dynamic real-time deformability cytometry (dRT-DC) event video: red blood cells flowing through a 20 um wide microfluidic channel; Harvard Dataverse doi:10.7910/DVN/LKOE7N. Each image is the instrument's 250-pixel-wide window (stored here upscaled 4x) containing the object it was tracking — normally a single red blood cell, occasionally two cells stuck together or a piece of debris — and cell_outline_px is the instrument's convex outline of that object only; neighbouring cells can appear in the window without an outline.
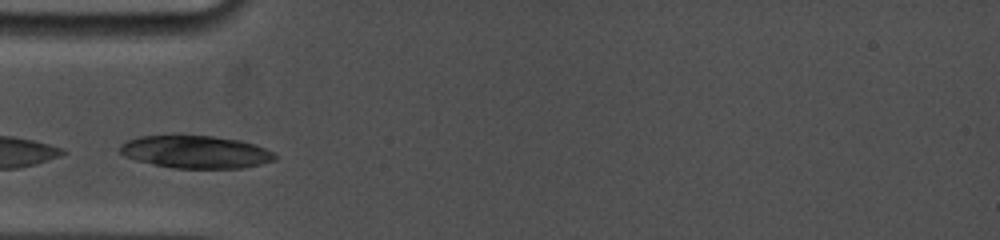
{"species": "common noctule bat (a hibernating species)", "species_latin": "Nyctalus noctula", "temperature_condition": "cold", "stored_images_in_passage": 5, "camera_frame_rate_fps": 5000, "um_per_image_px": 0.085, "animal": {"sex": "female", "body_mass_g": 19.0, "forearm_length_mm": 53.3}, "frame": {"image": 1, "passage_image": 2, "time_ms": 0.4, "image_size_px": [1000, 240], "cell_outline_px": [[276, 160], [244, 168], [176, 168], [152, 164], [136, 160], [124, 156], [120, 152], [120, 144], [128, 140], [140, 136], [212, 136], [240, 140], [256, 144], [272, 152], [276, 156]], "centroid_in_image_um": [16.64, 12.92], "position_along_channel_um": 68.4, "area_um2": 29.3}}